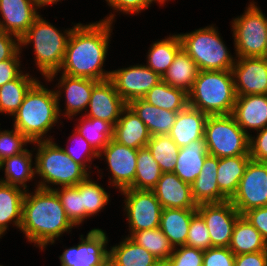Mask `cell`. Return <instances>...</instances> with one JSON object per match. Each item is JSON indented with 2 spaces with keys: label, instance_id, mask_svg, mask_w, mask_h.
<instances>
[{
  "label": "cell",
  "instance_id": "8fae6325",
  "mask_svg": "<svg viewBox=\"0 0 267 266\" xmlns=\"http://www.w3.org/2000/svg\"><path fill=\"white\" fill-rule=\"evenodd\" d=\"M58 73H53L47 79H44L45 83L54 82L55 80L58 83L53 87L58 100V112L60 117L67 120L74 119L78 115H84L87 110L93 86L98 82L90 78L83 77H72L66 74L59 75ZM56 78V79H55ZM55 79V80H54ZM63 95V96H62ZM65 100H63V99ZM65 101V108L62 110V105L60 101Z\"/></svg>",
  "mask_w": 267,
  "mask_h": 266
},
{
  "label": "cell",
  "instance_id": "db71d44e",
  "mask_svg": "<svg viewBox=\"0 0 267 266\" xmlns=\"http://www.w3.org/2000/svg\"><path fill=\"white\" fill-rule=\"evenodd\" d=\"M235 266H267V251L235 255Z\"/></svg>",
  "mask_w": 267,
  "mask_h": 266
},
{
  "label": "cell",
  "instance_id": "8992f818",
  "mask_svg": "<svg viewBox=\"0 0 267 266\" xmlns=\"http://www.w3.org/2000/svg\"><path fill=\"white\" fill-rule=\"evenodd\" d=\"M236 101L231 70L199 71L193 88L188 93V106L207 115H229Z\"/></svg>",
  "mask_w": 267,
  "mask_h": 266
},
{
  "label": "cell",
  "instance_id": "7bdbcfd3",
  "mask_svg": "<svg viewBox=\"0 0 267 266\" xmlns=\"http://www.w3.org/2000/svg\"><path fill=\"white\" fill-rule=\"evenodd\" d=\"M53 191L58 195L70 221L77 228L82 226V196H80V183L76 186L60 187Z\"/></svg>",
  "mask_w": 267,
  "mask_h": 266
},
{
  "label": "cell",
  "instance_id": "f1b7e54d",
  "mask_svg": "<svg viewBox=\"0 0 267 266\" xmlns=\"http://www.w3.org/2000/svg\"><path fill=\"white\" fill-rule=\"evenodd\" d=\"M122 238L109 247L108 266H152L158 260L129 236Z\"/></svg>",
  "mask_w": 267,
  "mask_h": 266
},
{
  "label": "cell",
  "instance_id": "ee69618b",
  "mask_svg": "<svg viewBox=\"0 0 267 266\" xmlns=\"http://www.w3.org/2000/svg\"><path fill=\"white\" fill-rule=\"evenodd\" d=\"M1 125V124H0ZM0 128V162L4 159L24 152L30 142L20 131L12 126V129Z\"/></svg>",
  "mask_w": 267,
  "mask_h": 266
},
{
  "label": "cell",
  "instance_id": "c3c4849f",
  "mask_svg": "<svg viewBox=\"0 0 267 266\" xmlns=\"http://www.w3.org/2000/svg\"><path fill=\"white\" fill-rule=\"evenodd\" d=\"M203 266H235V254L229 247H211L204 250Z\"/></svg>",
  "mask_w": 267,
  "mask_h": 266
},
{
  "label": "cell",
  "instance_id": "f546056e",
  "mask_svg": "<svg viewBox=\"0 0 267 266\" xmlns=\"http://www.w3.org/2000/svg\"><path fill=\"white\" fill-rule=\"evenodd\" d=\"M196 209L163 208L159 228L173 248L184 246Z\"/></svg>",
  "mask_w": 267,
  "mask_h": 266
},
{
  "label": "cell",
  "instance_id": "52a82bcc",
  "mask_svg": "<svg viewBox=\"0 0 267 266\" xmlns=\"http://www.w3.org/2000/svg\"><path fill=\"white\" fill-rule=\"evenodd\" d=\"M215 23L195 29V31L178 33L182 49L195 61L199 71L231 70L236 62L227 48Z\"/></svg>",
  "mask_w": 267,
  "mask_h": 266
},
{
  "label": "cell",
  "instance_id": "83f0119b",
  "mask_svg": "<svg viewBox=\"0 0 267 266\" xmlns=\"http://www.w3.org/2000/svg\"><path fill=\"white\" fill-rule=\"evenodd\" d=\"M208 154L204 139L192 141L189 145L181 147L174 173L191 185L201 172Z\"/></svg>",
  "mask_w": 267,
  "mask_h": 266
},
{
  "label": "cell",
  "instance_id": "4316f807",
  "mask_svg": "<svg viewBox=\"0 0 267 266\" xmlns=\"http://www.w3.org/2000/svg\"><path fill=\"white\" fill-rule=\"evenodd\" d=\"M127 105L145 123L151 136L169 134L179 112L156 107L143 99L132 100Z\"/></svg>",
  "mask_w": 267,
  "mask_h": 266
},
{
  "label": "cell",
  "instance_id": "7a4b0ae2",
  "mask_svg": "<svg viewBox=\"0 0 267 266\" xmlns=\"http://www.w3.org/2000/svg\"><path fill=\"white\" fill-rule=\"evenodd\" d=\"M75 228L53 190L34 188L32 192L26 191L18 230L24 234L26 241L43 251Z\"/></svg>",
  "mask_w": 267,
  "mask_h": 266
},
{
  "label": "cell",
  "instance_id": "d6986e66",
  "mask_svg": "<svg viewBox=\"0 0 267 266\" xmlns=\"http://www.w3.org/2000/svg\"><path fill=\"white\" fill-rule=\"evenodd\" d=\"M39 13L34 0H0V30L20 39Z\"/></svg>",
  "mask_w": 267,
  "mask_h": 266
},
{
  "label": "cell",
  "instance_id": "cb8c5ba5",
  "mask_svg": "<svg viewBox=\"0 0 267 266\" xmlns=\"http://www.w3.org/2000/svg\"><path fill=\"white\" fill-rule=\"evenodd\" d=\"M219 158L207 155L201 172L191 184L192 196L196 204L219 203L229 200L219 189L217 168Z\"/></svg>",
  "mask_w": 267,
  "mask_h": 266
},
{
  "label": "cell",
  "instance_id": "f6af8a7d",
  "mask_svg": "<svg viewBox=\"0 0 267 266\" xmlns=\"http://www.w3.org/2000/svg\"><path fill=\"white\" fill-rule=\"evenodd\" d=\"M107 5L110 8V12L106 17L100 19L102 21H107L109 23H114L115 16L121 14L125 15H138L143 11L149 9L152 4L157 3L159 6H163V4L159 0H105ZM112 9V10H111Z\"/></svg>",
  "mask_w": 267,
  "mask_h": 266
},
{
  "label": "cell",
  "instance_id": "b9f144b4",
  "mask_svg": "<svg viewBox=\"0 0 267 266\" xmlns=\"http://www.w3.org/2000/svg\"><path fill=\"white\" fill-rule=\"evenodd\" d=\"M71 133L72 135L67 137V145L61 147L76 163L82 165L91 174L94 172L91 171L93 169L91 165L93 164L94 160L98 159V153L84 137L77 133L75 129L72 130ZM68 143L74 146L72 147Z\"/></svg>",
  "mask_w": 267,
  "mask_h": 266
},
{
  "label": "cell",
  "instance_id": "f5cc1de1",
  "mask_svg": "<svg viewBox=\"0 0 267 266\" xmlns=\"http://www.w3.org/2000/svg\"><path fill=\"white\" fill-rule=\"evenodd\" d=\"M20 50V39L0 30V62L12 58Z\"/></svg>",
  "mask_w": 267,
  "mask_h": 266
},
{
  "label": "cell",
  "instance_id": "3957f363",
  "mask_svg": "<svg viewBox=\"0 0 267 266\" xmlns=\"http://www.w3.org/2000/svg\"><path fill=\"white\" fill-rule=\"evenodd\" d=\"M43 84L38 80L29 89L22 104L12 115V126L32 143L55 139L48 135L49 132L55 126L63 125L58 112L55 90L48 89V86Z\"/></svg>",
  "mask_w": 267,
  "mask_h": 266
},
{
  "label": "cell",
  "instance_id": "816d5d0a",
  "mask_svg": "<svg viewBox=\"0 0 267 266\" xmlns=\"http://www.w3.org/2000/svg\"><path fill=\"white\" fill-rule=\"evenodd\" d=\"M243 216L260 232L267 242V206L250 209Z\"/></svg>",
  "mask_w": 267,
  "mask_h": 266
},
{
  "label": "cell",
  "instance_id": "6f0895ef",
  "mask_svg": "<svg viewBox=\"0 0 267 266\" xmlns=\"http://www.w3.org/2000/svg\"><path fill=\"white\" fill-rule=\"evenodd\" d=\"M264 58L267 59V38H266V47H265V54H264Z\"/></svg>",
  "mask_w": 267,
  "mask_h": 266
},
{
  "label": "cell",
  "instance_id": "603a6c76",
  "mask_svg": "<svg viewBox=\"0 0 267 266\" xmlns=\"http://www.w3.org/2000/svg\"><path fill=\"white\" fill-rule=\"evenodd\" d=\"M207 118L206 113L187 106L177 113L168 135L179 148L189 145L192 141L204 139Z\"/></svg>",
  "mask_w": 267,
  "mask_h": 266
},
{
  "label": "cell",
  "instance_id": "277c9868",
  "mask_svg": "<svg viewBox=\"0 0 267 266\" xmlns=\"http://www.w3.org/2000/svg\"><path fill=\"white\" fill-rule=\"evenodd\" d=\"M32 145L35 152L36 177H39V180L34 182L35 188L55 190L76 186L90 175L54 139L33 142Z\"/></svg>",
  "mask_w": 267,
  "mask_h": 266
},
{
  "label": "cell",
  "instance_id": "9c48e42d",
  "mask_svg": "<svg viewBox=\"0 0 267 266\" xmlns=\"http://www.w3.org/2000/svg\"><path fill=\"white\" fill-rule=\"evenodd\" d=\"M204 141L207 152L218 158L249 155L250 136L232 114L208 115Z\"/></svg>",
  "mask_w": 267,
  "mask_h": 266
},
{
  "label": "cell",
  "instance_id": "bcb514c9",
  "mask_svg": "<svg viewBox=\"0 0 267 266\" xmlns=\"http://www.w3.org/2000/svg\"><path fill=\"white\" fill-rule=\"evenodd\" d=\"M185 246L203 251L212 247L208 228L198 213L191 219Z\"/></svg>",
  "mask_w": 267,
  "mask_h": 266
},
{
  "label": "cell",
  "instance_id": "7dc6e473",
  "mask_svg": "<svg viewBox=\"0 0 267 266\" xmlns=\"http://www.w3.org/2000/svg\"><path fill=\"white\" fill-rule=\"evenodd\" d=\"M203 253L201 249L184 245L174 248L168 260L171 266H203Z\"/></svg>",
  "mask_w": 267,
  "mask_h": 266
},
{
  "label": "cell",
  "instance_id": "6da1fadb",
  "mask_svg": "<svg viewBox=\"0 0 267 266\" xmlns=\"http://www.w3.org/2000/svg\"><path fill=\"white\" fill-rule=\"evenodd\" d=\"M113 27V23L102 20L76 23L66 44L62 67L57 73L96 81L110 79L111 70L104 68Z\"/></svg>",
  "mask_w": 267,
  "mask_h": 266
},
{
  "label": "cell",
  "instance_id": "7c38bea8",
  "mask_svg": "<svg viewBox=\"0 0 267 266\" xmlns=\"http://www.w3.org/2000/svg\"><path fill=\"white\" fill-rule=\"evenodd\" d=\"M106 234L101 228H92L79 235V243L58 256L60 266H108L110 240Z\"/></svg>",
  "mask_w": 267,
  "mask_h": 266
},
{
  "label": "cell",
  "instance_id": "4fadbf2b",
  "mask_svg": "<svg viewBox=\"0 0 267 266\" xmlns=\"http://www.w3.org/2000/svg\"><path fill=\"white\" fill-rule=\"evenodd\" d=\"M230 202L241 215L250 209L267 206V163L248 162Z\"/></svg>",
  "mask_w": 267,
  "mask_h": 266
},
{
  "label": "cell",
  "instance_id": "8d00e7d4",
  "mask_svg": "<svg viewBox=\"0 0 267 266\" xmlns=\"http://www.w3.org/2000/svg\"><path fill=\"white\" fill-rule=\"evenodd\" d=\"M79 118V119H78ZM73 129L99 153L113 138L114 127L101 119L79 115ZM78 123V124H77Z\"/></svg>",
  "mask_w": 267,
  "mask_h": 266
},
{
  "label": "cell",
  "instance_id": "f35d334b",
  "mask_svg": "<svg viewBox=\"0 0 267 266\" xmlns=\"http://www.w3.org/2000/svg\"><path fill=\"white\" fill-rule=\"evenodd\" d=\"M158 162L147 147L138 149L136 173L133 184L129 188L152 190L162 175Z\"/></svg>",
  "mask_w": 267,
  "mask_h": 266
},
{
  "label": "cell",
  "instance_id": "680465c9",
  "mask_svg": "<svg viewBox=\"0 0 267 266\" xmlns=\"http://www.w3.org/2000/svg\"><path fill=\"white\" fill-rule=\"evenodd\" d=\"M163 5H165L166 3H168V1H171V0H159ZM166 2V3H165Z\"/></svg>",
  "mask_w": 267,
  "mask_h": 266
},
{
  "label": "cell",
  "instance_id": "74e56055",
  "mask_svg": "<svg viewBox=\"0 0 267 266\" xmlns=\"http://www.w3.org/2000/svg\"><path fill=\"white\" fill-rule=\"evenodd\" d=\"M142 99L151 105L170 111H182L188 106V93L169 86L162 80L153 86Z\"/></svg>",
  "mask_w": 267,
  "mask_h": 266
},
{
  "label": "cell",
  "instance_id": "1f68e13d",
  "mask_svg": "<svg viewBox=\"0 0 267 266\" xmlns=\"http://www.w3.org/2000/svg\"><path fill=\"white\" fill-rule=\"evenodd\" d=\"M167 37V38H166ZM164 39L150 44L146 54V66L158 73L161 77L173 63L175 56L182 49L178 33L169 34Z\"/></svg>",
  "mask_w": 267,
  "mask_h": 266
},
{
  "label": "cell",
  "instance_id": "d4e9b609",
  "mask_svg": "<svg viewBox=\"0 0 267 266\" xmlns=\"http://www.w3.org/2000/svg\"><path fill=\"white\" fill-rule=\"evenodd\" d=\"M151 135L145 123L127 105L114 125L113 139L118 143L140 149L146 147Z\"/></svg>",
  "mask_w": 267,
  "mask_h": 266
},
{
  "label": "cell",
  "instance_id": "ac0fdd59",
  "mask_svg": "<svg viewBox=\"0 0 267 266\" xmlns=\"http://www.w3.org/2000/svg\"><path fill=\"white\" fill-rule=\"evenodd\" d=\"M127 103L121 98L110 79L98 81L94 86L84 116L109 122L113 127Z\"/></svg>",
  "mask_w": 267,
  "mask_h": 266
},
{
  "label": "cell",
  "instance_id": "836d02e7",
  "mask_svg": "<svg viewBox=\"0 0 267 266\" xmlns=\"http://www.w3.org/2000/svg\"><path fill=\"white\" fill-rule=\"evenodd\" d=\"M250 155L219 158L217 183L220 191L230 200L236 193L239 181L244 175Z\"/></svg>",
  "mask_w": 267,
  "mask_h": 266
},
{
  "label": "cell",
  "instance_id": "7402d4cb",
  "mask_svg": "<svg viewBox=\"0 0 267 266\" xmlns=\"http://www.w3.org/2000/svg\"><path fill=\"white\" fill-rule=\"evenodd\" d=\"M34 149H26L24 152L4 159L0 162V171L4 176L0 181L11 186H16L29 191L27 183L36 181L35 155ZM34 157V161H33Z\"/></svg>",
  "mask_w": 267,
  "mask_h": 266
},
{
  "label": "cell",
  "instance_id": "30bf717a",
  "mask_svg": "<svg viewBox=\"0 0 267 266\" xmlns=\"http://www.w3.org/2000/svg\"><path fill=\"white\" fill-rule=\"evenodd\" d=\"M119 193L124 198L121 206L128 223L127 236L159 227L163 208L152 190L126 188Z\"/></svg>",
  "mask_w": 267,
  "mask_h": 266
},
{
  "label": "cell",
  "instance_id": "5bb4252c",
  "mask_svg": "<svg viewBox=\"0 0 267 266\" xmlns=\"http://www.w3.org/2000/svg\"><path fill=\"white\" fill-rule=\"evenodd\" d=\"M138 150L111 141L98 153V159L104 160L108 170V188L121 191L129 188L135 178ZM110 172V173H109ZM110 174V175H109Z\"/></svg>",
  "mask_w": 267,
  "mask_h": 266
},
{
  "label": "cell",
  "instance_id": "d6a6232c",
  "mask_svg": "<svg viewBox=\"0 0 267 266\" xmlns=\"http://www.w3.org/2000/svg\"><path fill=\"white\" fill-rule=\"evenodd\" d=\"M199 69L195 61L181 49L173 63L162 76V81L169 86L179 88L189 93L193 88Z\"/></svg>",
  "mask_w": 267,
  "mask_h": 266
},
{
  "label": "cell",
  "instance_id": "11a10c76",
  "mask_svg": "<svg viewBox=\"0 0 267 266\" xmlns=\"http://www.w3.org/2000/svg\"><path fill=\"white\" fill-rule=\"evenodd\" d=\"M65 0H34L37 8L41 11L42 8L59 4L58 2H62Z\"/></svg>",
  "mask_w": 267,
  "mask_h": 266
},
{
  "label": "cell",
  "instance_id": "4dcf8cb0",
  "mask_svg": "<svg viewBox=\"0 0 267 266\" xmlns=\"http://www.w3.org/2000/svg\"><path fill=\"white\" fill-rule=\"evenodd\" d=\"M39 80L29 71H23L16 79L0 86V114L11 116L22 104L29 89Z\"/></svg>",
  "mask_w": 267,
  "mask_h": 266
},
{
  "label": "cell",
  "instance_id": "60d3db41",
  "mask_svg": "<svg viewBox=\"0 0 267 266\" xmlns=\"http://www.w3.org/2000/svg\"><path fill=\"white\" fill-rule=\"evenodd\" d=\"M130 238L144 247L158 260H168L174 250L168 238L159 227L134 232Z\"/></svg>",
  "mask_w": 267,
  "mask_h": 266
},
{
  "label": "cell",
  "instance_id": "ab89813d",
  "mask_svg": "<svg viewBox=\"0 0 267 266\" xmlns=\"http://www.w3.org/2000/svg\"><path fill=\"white\" fill-rule=\"evenodd\" d=\"M146 147L163 173L174 172L180 148L168 134L151 136Z\"/></svg>",
  "mask_w": 267,
  "mask_h": 266
},
{
  "label": "cell",
  "instance_id": "9f6ffc18",
  "mask_svg": "<svg viewBox=\"0 0 267 266\" xmlns=\"http://www.w3.org/2000/svg\"><path fill=\"white\" fill-rule=\"evenodd\" d=\"M152 266H171L169 260H157Z\"/></svg>",
  "mask_w": 267,
  "mask_h": 266
},
{
  "label": "cell",
  "instance_id": "f907efd6",
  "mask_svg": "<svg viewBox=\"0 0 267 266\" xmlns=\"http://www.w3.org/2000/svg\"><path fill=\"white\" fill-rule=\"evenodd\" d=\"M21 54L19 50L12 58L0 62V86L16 79L25 69L21 67Z\"/></svg>",
  "mask_w": 267,
  "mask_h": 266
},
{
  "label": "cell",
  "instance_id": "e575fe53",
  "mask_svg": "<svg viewBox=\"0 0 267 266\" xmlns=\"http://www.w3.org/2000/svg\"><path fill=\"white\" fill-rule=\"evenodd\" d=\"M229 249L235 254L267 251V242L243 215L235 222Z\"/></svg>",
  "mask_w": 267,
  "mask_h": 266
},
{
  "label": "cell",
  "instance_id": "ba28073f",
  "mask_svg": "<svg viewBox=\"0 0 267 266\" xmlns=\"http://www.w3.org/2000/svg\"><path fill=\"white\" fill-rule=\"evenodd\" d=\"M245 12L230 21L236 57H264L267 38V16L252 0Z\"/></svg>",
  "mask_w": 267,
  "mask_h": 266
},
{
  "label": "cell",
  "instance_id": "484cf974",
  "mask_svg": "<svg viewBox=\"0 0 267 266\" xmlns=\"http://www.w3.org/2000/svg\"><path fill=\"white\" fill-rule=\"evenodd\" d=\"M25 193L22 188L0 181V239L9 231L11 224L20 230Z\"/></svg>",
  "mask_w": 267,
  "mask_h": 266
},
{
  "label": "cell",
  "instance_id": "5b68a950",
  "mask_svg": "<svg viewBox=\"0 0 267 266\" xmlns=\"http://www.w3.org/2000/svg\"><path fill=\"white\" fill-rule=\"evenodd\" d=\"M72 27L60 30L44 19L41 13L20 38V50L32 45L34 65L44 79L59 72L65 56L66 44Z\"/></svg>",
  "mask_w": 267,
  "mask_h": 266
},
{
  "label": "cell",
  "instance_id": "d590c367",
  "mask_svg": "<svg viewBox=\"0 0 267 266\" xmlns=\"http://www.w3.org/2000/svg\"><path fill=\"white\" fill-rule=\"evenodd\" d=\"M89 175L86 179L80 182V196H82V224L87 221V218L97 216L103 212L108 203L111 202V193L106 191L103 185L99 184Z\"/></svg>",
  "mask_w": 267,
  "mask_h": 266
},
{
  "label": "cell",
  "instance_id": "ffe728a7",
  "mask_svg": "<svg viewBox=\"0 0 267 266\" xmlns=\"http://www.w3.org/2000/svg\"><path fill=\"white\" fill-rule=\"evenodd\" d=\"M152 191L162 208L197 209L191 185L182 181L174 172L162 173Z\"/></svg>",
  "mask_w": 267,
  "mask_h": 266
},
{
  "label": "cell",
  "instance_id": "2e32d148",
  "mask_svg": "<svg viewBox=\"0 0 267 266\" xmlns=\"http://www.w3.org/2000/svg\"><path fill=\"white\" fill-rule=\"evenodd\" d=\"M110 80L118 94L128 104L132 100L142 99L153 86L162 80V77L144 63H138L111 70Z\"/></svg>",
  "mask_w": 267,
  "mask_h": 266
},
{
  "label": "cell",
  "instance_id": "681fc988",
  "mask_svg": "<svg viewBox=\"0 0 267 266\" xmlns=\"http://www.w3.org/2000/svg\"><path fill=\"white\" fill-rule=\"evenodd\" d=\"M250 136L249 155L251 160L267 163V126Z\"/></svg>",
  "mask_w": 267,
  "mask_h": 266
},
{
  "label": "cell",
  "instance_id": "9a60e30c",
  "mask_svg": "<svg viewBox=\"0 0 267 266\" xmlns=\"http://www.w3.org/2000/svg\"><path fill=\"white\" fill-rule=\"evenodd\" d=\"M196 212L208 228L212 247H229L235 222L241 216L230 200L199 204Z\"/></svg>",
  "mask_w": 267,
  "mask_h": 266
},
{
  "label": "cell",
  "instance_id": "44dd1931",
  "mask_svg": "<svg viewBox=\"0 0 267 266\" xmlns=\"http://www.w3.org/2000/svg\"><path fill=\"white\" fill-rule=\"evenodd\" d=\"M232 115L249 136L263 129L267 126V94L236 96Z\"/></svg>",
  "mask_w": 267,
  "mask_h": 266
},
{
  "label": "cell",
  "instance_id": "e0dca14e",
  "mask_svg": "<svg viewBox=\"0 0 267 266\" xmlns=\"http://www.w3.org/2000/svg\"><path fill=\"white\" fill-rule=\"evenodd\" d=\"M236 96L267 94V59L237 57L232 69Z\"/></svg>",
  "mask_w": 267,
  "mask_h": 266
}]
</instances>
